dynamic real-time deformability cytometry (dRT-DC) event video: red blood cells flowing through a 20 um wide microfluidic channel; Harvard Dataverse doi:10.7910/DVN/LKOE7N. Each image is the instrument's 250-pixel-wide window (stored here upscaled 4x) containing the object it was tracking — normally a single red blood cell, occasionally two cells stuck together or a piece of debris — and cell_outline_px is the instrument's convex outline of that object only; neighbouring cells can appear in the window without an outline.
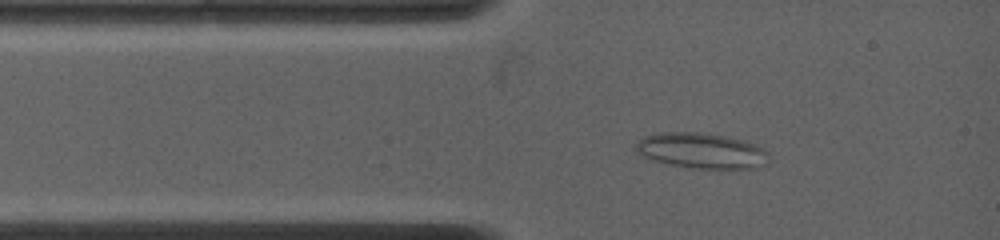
{"species": "common noctule bat (a hibernating species)", "species_latin": "Nyctalus noctula", "temperature_condition": "warm", "stored_images_in_passage": 50, "camera_frame_rate_fps": 4500, "um_per_image_px": 0.085, "animal": {"sex": "female", "body_mass_g": 19.0, "forearm_length_mm": 53.3}, "frame": {"image": 1, "passage_image": 7, "time_ms": 1.333, "image_size_px": [1000, 240], "cell_outline_px": [[764, 164], [756, 168], [700, 168], [672, 164], [656, 160], [644, 156], [636, 152], [636, 144], [644, 136], [656, 132], [700, 132], [724, 136], [756, 144], [764, 148]], "centroid_in_image_um": [59.57, 12.78], "position_along_channel_um": 25.4, "area_um2": 26.76}}
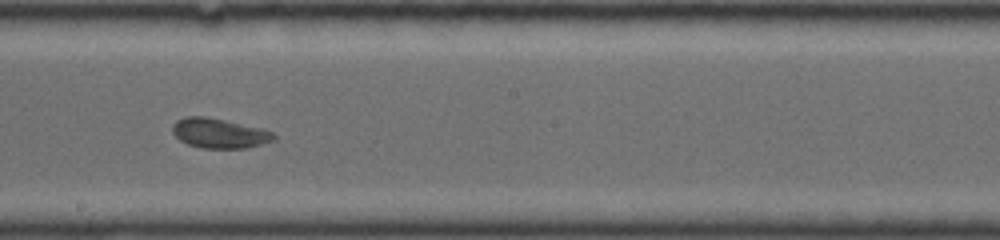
{"frame": {"image": 2, "passage_image": 28, "time_ms": 1118.0, "image_size_px": [1000, 240], "cell_outline_px": [[276, 140], [248, 148], [200, 148], [188, 144], [180, 140], [172, 132], [172, 124], [176, 120], [184, 116], [204, 116], [264, 128], [272, 132], [276, 136]], "centroid_in_image_um": [18.65, 11.32], "position_along_channel_um": 229.5, "area_um2": 17.8}}
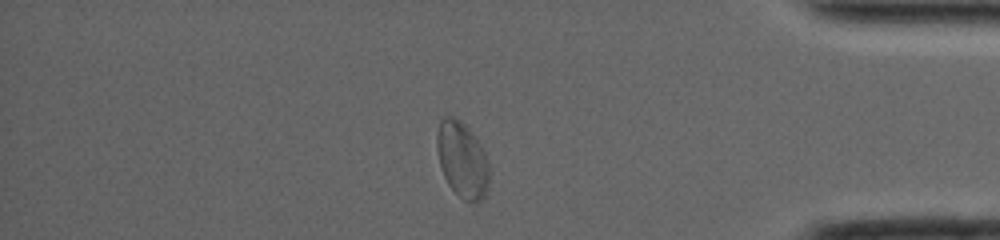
{"frame": {"image": 3, "passage_image": 45, "time_ms": 1123.111, "image_size_px": [1000, 240], "cell_outline_px": [[488, 184], [484, 196], [476, 204], [464, 200], [448, 184], [440, 168], [436, 148], [436, 132], [440, 116], [452, 116], [460, 120], [472, 132], [484, 148], [488, 160]], "centroid_in_image_um": [39.26, 13.53], "position_along_channel_um": 395.9, "area_um2": 23.52}}